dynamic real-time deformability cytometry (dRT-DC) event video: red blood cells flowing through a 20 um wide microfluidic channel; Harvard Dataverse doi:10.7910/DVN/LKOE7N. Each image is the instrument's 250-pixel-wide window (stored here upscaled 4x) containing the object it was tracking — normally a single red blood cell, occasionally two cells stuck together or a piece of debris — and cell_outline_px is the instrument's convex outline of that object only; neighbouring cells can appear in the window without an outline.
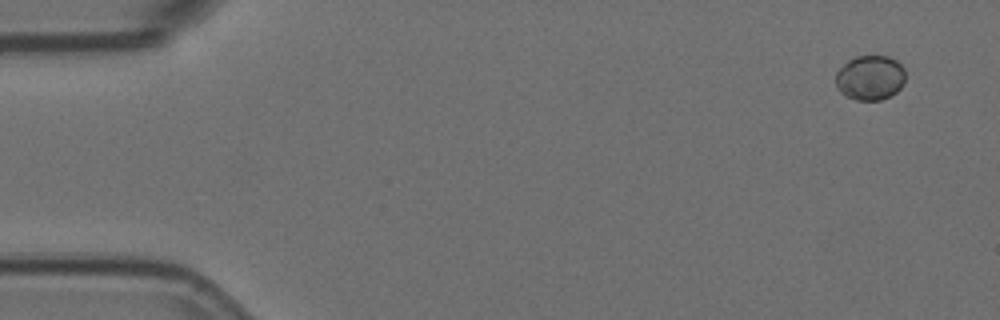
{"species": "Egyptian fruit bat (a non-hibernating species)", "species_latin": "Rousettus aegyptiacus", "temperature_condition": "room temperature", "stored_images_in_passage": 2, "camera_frame_rate_fps": 3000, "um_per_image_px": 0.085, "animal": {"sex": "female"}, "frame": {"image": 1, "passage_image": 2, "time_ms": 0.333, "image_size_px": [1000, 320], "cell_outline_px": [[904, 84], [896, 92], [880, 100], [856, 100], [840, 92], [836, 88], [836, 72], [848, 60], [856, 56], [888, 56], [896, 60], [904, 68]], "centroid_in_image_um": [73.95, 6.6], "position_along_channel_um": 11.0, "area_um2": 18.15}}